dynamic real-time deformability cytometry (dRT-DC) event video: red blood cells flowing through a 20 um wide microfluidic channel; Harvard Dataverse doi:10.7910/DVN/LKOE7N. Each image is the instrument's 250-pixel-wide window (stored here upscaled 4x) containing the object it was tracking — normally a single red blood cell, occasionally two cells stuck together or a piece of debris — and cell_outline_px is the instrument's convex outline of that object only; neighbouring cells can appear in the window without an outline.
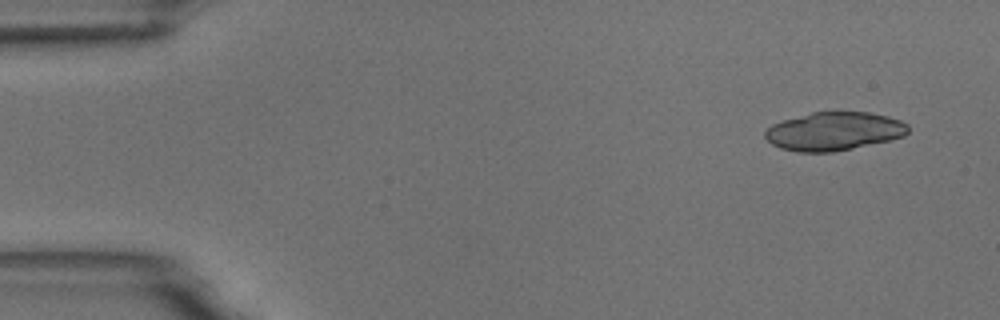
{"species": "common noctule bat (a hibernating species)", "species_latin": "Nyctalus noctula", "temperature_condition": "room temperature", "stored_images_in_passage": 6, "camera_frame_rate_fps": 3000, "um_per_image_px": 0.085, "animal": {"sex": "male", "body_mass_g": 18.8}, "frame": {"image": 1, "passage_image": 1, "time_ms": 0.0, "image_size_px": [1000, 320], "cell_outline_px": [[908, 132], [904, 136], [888, 140], [852, 148], [832, 152], [796, 152], [780, 148], [772, 144], [764, 136], [764, 132], [772, 124], [784, 120], [812, 112], [868, 112], [888, 116], [900, 120], [908, 124]], "centroid_in_image_um": [70.88, 11.16], "position_along_channel_um": 14.1, "area_um2": 31.85}}
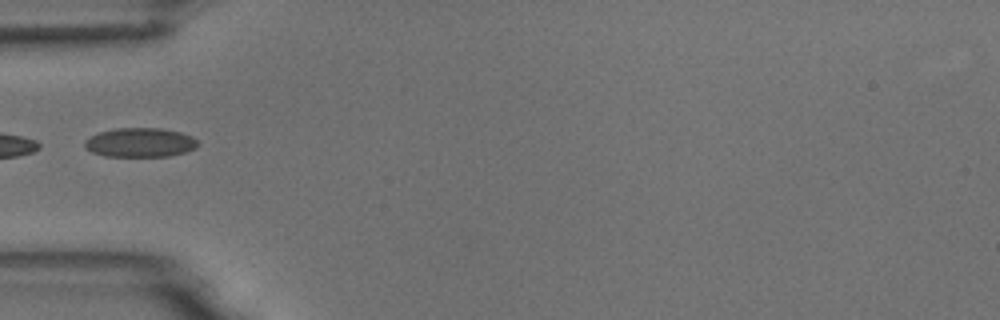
{"frame": {"image": 2, "passage_image": 5, "time_ms": 4.667, "image_size_px": [1000, 320], "cell_outline_px": [[200, 144], [196, 148], [184, 152], [168, 156], [104, 156], [92, 152], [84, 148], [84, 140], [100, 132], [116, 128], [160, 128], [180, 132], [192, 136]], "centroid_in_image_um": [11.91, 12.11], "position_along_channel_um": 73.1, "area_um2": 19.25}}